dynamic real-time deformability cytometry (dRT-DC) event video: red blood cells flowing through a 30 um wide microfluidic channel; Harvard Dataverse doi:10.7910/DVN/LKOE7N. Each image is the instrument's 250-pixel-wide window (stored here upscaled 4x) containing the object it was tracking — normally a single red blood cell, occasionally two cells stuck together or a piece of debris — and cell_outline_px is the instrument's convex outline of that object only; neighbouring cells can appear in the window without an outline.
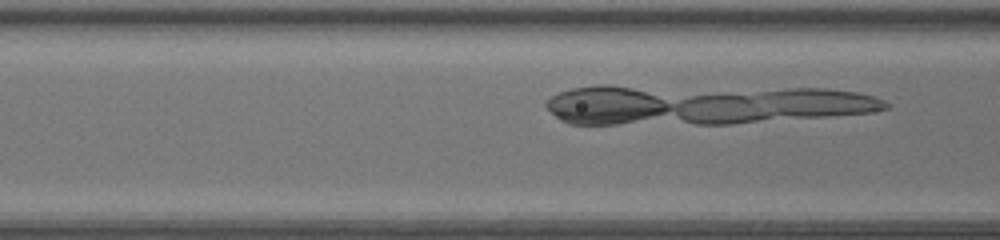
{"species": "common noctule bat (a hibernating species)", "species_latin": "Nyctalus noctula", "temperature_condition": "warm", "stored_images_in_passage": 6, "camera_frame_rate_fps": 3000, "um_per_image_px": 0.085, "animal": {"sex": "female", "body_mass_g": 17.0, "forearm_length_mm": 48.0}, "frame": {"image": 1, "passage_image": 6, "time_ms": 1.667, "image_size_px": [1000, 240], "cell_outline_px": [[876, 108], [856, 112], [784, 112], [792, 92], [844, 92], [864, 96]], "centroid_in_image_um": [70.32, 8.71], "position_along_channel_um": 96.3, "area_um2": 11.27}}